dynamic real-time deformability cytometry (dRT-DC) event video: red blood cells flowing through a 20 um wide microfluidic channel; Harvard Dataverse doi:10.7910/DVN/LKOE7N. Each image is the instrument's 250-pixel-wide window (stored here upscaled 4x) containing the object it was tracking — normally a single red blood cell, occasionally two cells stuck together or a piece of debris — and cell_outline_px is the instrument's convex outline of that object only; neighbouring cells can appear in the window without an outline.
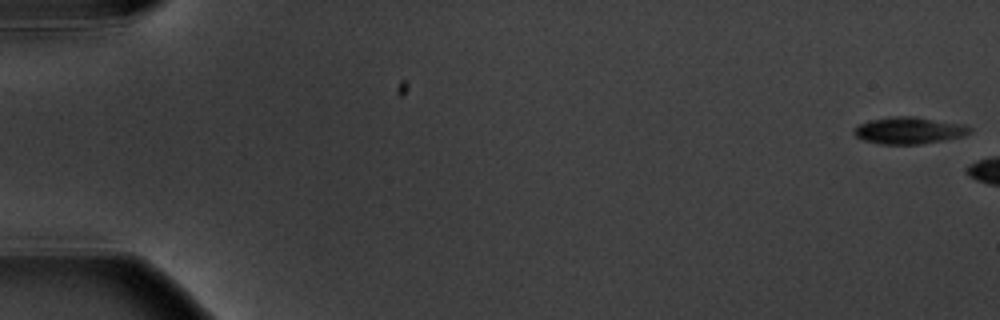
{"species": "common noctule bat (a hibernating species)", "species_latin": "Nyctalus noctula", "temperature_condition": "warm", "stored_images_in_passage": 3, "camera_frame_rate_fps": 3000, "um_per_image_px": 0.085, "animal": {"sex": "male", "body_mass_g": 20.1, "forearm_length_mm": 53.5}, "frame": {"image": 1, "passage_image": 1, "time_ms": 0.0, "image_size_px": [1000, 320], "cell_outline_px": [[972, 132], [964, 136], [944, 140], [920, 144], [880, 144], [864, 140], [856, 136], [852, 132], [860, 124], [868, 120], [892, 116], [916, 116], [964, 124], [972, 128]], "centroid_in_image_um": [77.3, 11.08], "position_along_channel_um": 7.7, "area_um2": 18.26}}